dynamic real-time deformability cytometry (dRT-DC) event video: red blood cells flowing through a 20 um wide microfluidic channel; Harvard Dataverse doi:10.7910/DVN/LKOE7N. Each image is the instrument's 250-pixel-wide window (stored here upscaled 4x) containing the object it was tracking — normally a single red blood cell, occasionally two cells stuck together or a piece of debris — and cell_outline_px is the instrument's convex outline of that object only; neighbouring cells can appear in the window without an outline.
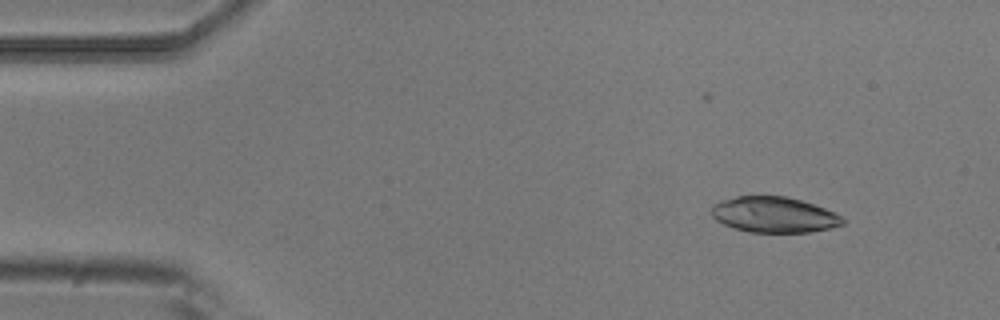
{"species": "common noctule bat (a hibernating species)", "species_latin": "Nyctalus noctula", "temperature_condition": "room temperature", "stored_images_in_passage": 6, "camera_frame_rate_fps": 3000, "um_per_image_px": 0.085, "animal": {"sex": "male", "body_mass_g": 20.5, "forearm_length_mm": 52.5}, "frame": {"image": 1, "passage_image": 2, "time_ms": 0.333, "image_size_px": [1000, 320], "cell_outline_px": [[844, 224], [828, 228], [808, 232], [748, 232], [724, 224], [716, 220], [712, 216], [712, 204], [720, 200], [736, 196], [788, 196], [824, 208], [840, 216], [844, 220]], "centroid_in_image_um": [65.74, 18.24], "position_along_channel_um": 19.3, "area_um2": 27.05}}
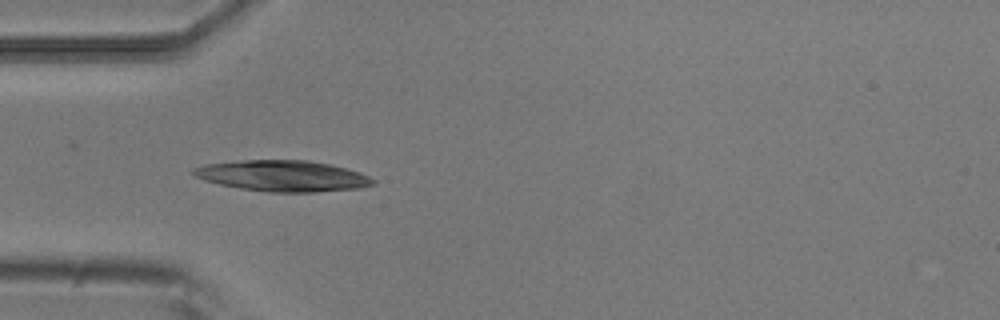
{"frame": {"image": 2, "passage_image": 5, "time_ms": 1.333, "image_size_px": [1000, 320], "cell_outline_px": [[376, 184], [360, 188], [316, 192], [268, 192], [240, 188], [220, 184], [204, 180], [196, 176], [192, 172], [192, 168], [208, 164], [244, 160], [308, 160], [328, 164], [360, 172], [376, 180]], "centroid_in_image_um": [24.07, 14.95], "position_along_channel_um": 60.9, "area_um2": 32.25}}
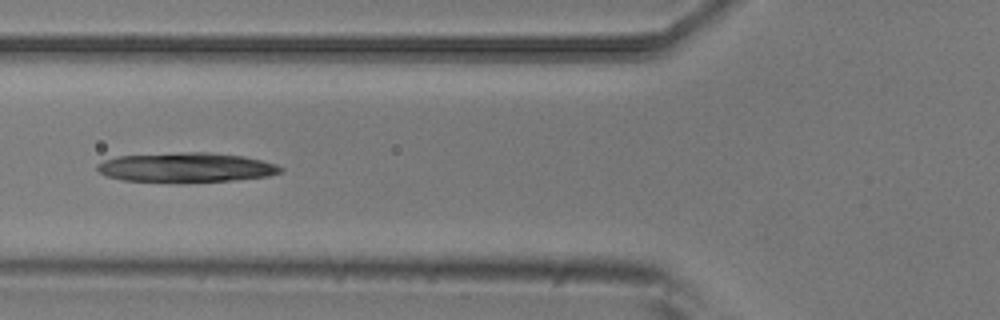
{"frame": {"image": 3, "passage_image": 6, "time_ms": 1.667, "image_size_px": [1000, 320], "cell_outline_px": [[284, 172], [268, 176], [236, 180], [124, 180], [108, 176], [100, 172], [96, 168], [96, 164], [104, 160], [116, 156], [184, 152], [208, 152], [244, 156], [276, 164], [284, 168]], "centroid_in_image_um": [15.87, 14.19], "position_along_channel_um": 109.9, "area_um2": 30.75}}